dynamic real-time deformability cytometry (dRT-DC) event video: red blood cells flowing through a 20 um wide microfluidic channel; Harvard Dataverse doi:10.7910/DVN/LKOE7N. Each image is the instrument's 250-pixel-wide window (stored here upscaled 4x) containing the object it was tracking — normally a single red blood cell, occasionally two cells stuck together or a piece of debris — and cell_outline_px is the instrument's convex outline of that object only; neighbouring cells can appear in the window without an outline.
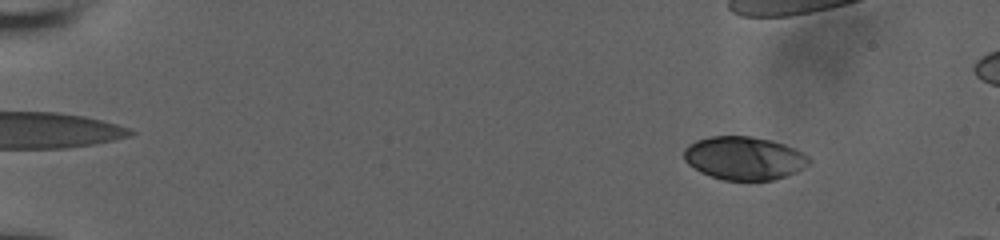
{"species": "human", "species_latin": "Homo sapiens", "temperature_condition": "room temperature", "stored_images_in_passage": 41, "camera_frame_rate_fps": 3000, "um_per_image_px": 0.085, "donor": {"sex": "male"}, "frame": {"image": 1, "passage_image": 5, "time_ms": 1.333, "image_size_px": [1000, 240], "cell_outline_px": [[812, 160], [804, 168], [796, 172], [772, 180], [724, 180], [700, 172], [688, 164], [684, 160], [684, 148], [688, 144], [696, 140], [712, 136], [748, 136], [772, 140], [796, 148], [808, 156]], "centroid_in_image_um": [63.25, 13.43], "position_along_channel_um": 21.7, "area_um2": 31.62}}
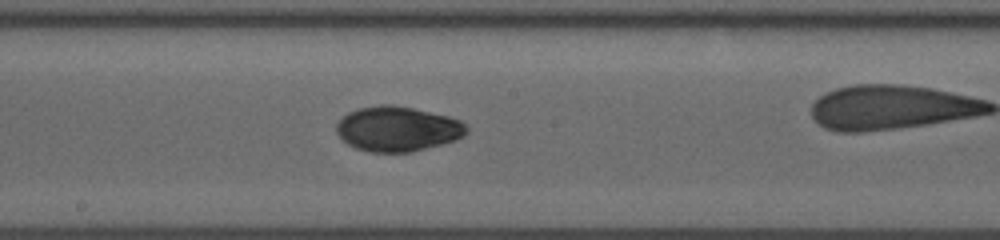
{"frame": {"image": 2, "passage_image": 28, "time_ms": 9.0, "image_size_px": [1000, 240], "cell_outline_px": [[468, 132], [464, 136], [456, 140], [444, 144], [412, 152], [368, 152], [356, 148], [348, 144], [336, 132], [336, 124], [348, 112], [360, 108], [380, 104], [392, 104], [412, 108], [448, 116], [460, 120], [468, 128]], "centroid_in_image_um": [33.81, 10.96], "position_along_channel_um": 214.4, "area_um2": 34.16}}
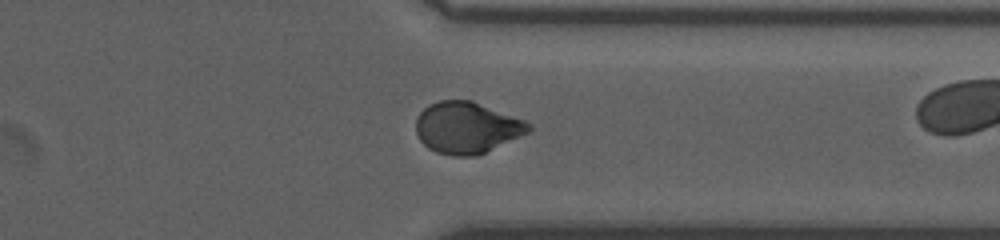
{"frame": {"image": 3, "passage_image": 39, "time_ms": 12.667, "image_size_px": [1000, 240], "cell_outline_px": [[532, 128], [528, 132], [476, 156], [452, 156], [436, 152], [428, 148], [420, 140], [416, 132], [416, 120], [420, 112], [428, 104], [440, 100], [472, 100], [524, 120], [532, 124]], "centroid_in_image_um": [39.65, 10.84], "position_along_channel_um": 371.7, "area_um2": 33.7}}